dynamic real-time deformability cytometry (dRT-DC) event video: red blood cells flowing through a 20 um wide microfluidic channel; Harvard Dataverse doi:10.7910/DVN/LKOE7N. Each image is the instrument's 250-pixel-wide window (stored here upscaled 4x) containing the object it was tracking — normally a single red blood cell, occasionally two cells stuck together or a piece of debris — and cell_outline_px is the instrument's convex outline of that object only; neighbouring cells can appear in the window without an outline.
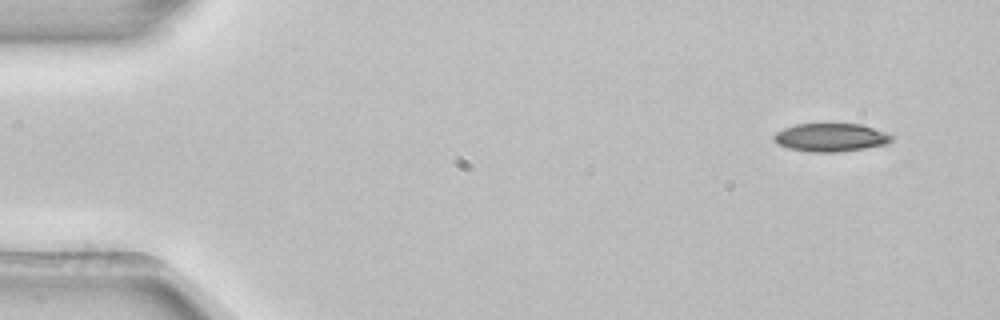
{"species": "common noctule bat (a hibernating species)", "species_latin": "Nyctalus noctula", "temperature_condition": "room temperature", "stored_images_in_passage": 3, "camera_frame_rate_fps": 3000, "um_per_image_px": 0.085, "animal": {"sex": "female", "body_mass_g": 22.7, "forearm_length_mm": 54.2}, "frame": {"image": 1, "passage_image": 1, "time_ms": 0.0, "image_size_px": [1000, 320], "cell_outline_px": [[892, 140], [888, 144], [864, 148], [836, 152], [808, 152], [788, 148], [776, 144], [772, 140], [772, 136], [776, 132], [784, 128], [796, 124], [860, 124], [884, 132], [892, 136]], "centroid_in_image_um": [70.55, 11.69], "position_along_channel_um": 14.5, "area_um2": 19.36}}
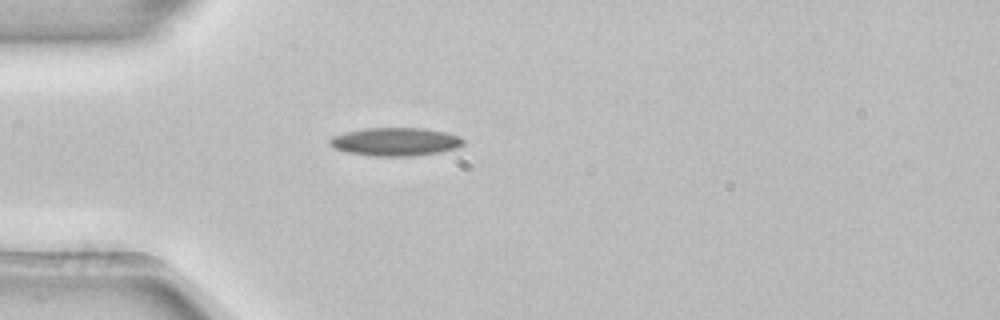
{"frame": {"image": 2, "passage_image": 3, "time_ms": 0.667, "image_size_px": [1000, 320], "cell_outline_px": [[464, 144], [456, 148], [440, 152], [416, 156], [376, 156], [348, 152], [336, 148], [328, 144], [328, 140], [332, 136], [344, 132], [364, 128], [424, 128], [444, 132], [460, 136], [464, 140]], "centroid_in_image_um": [33.61, 12.04], "position_along_channel_um": 51.4, "area_um2": 22.02}}